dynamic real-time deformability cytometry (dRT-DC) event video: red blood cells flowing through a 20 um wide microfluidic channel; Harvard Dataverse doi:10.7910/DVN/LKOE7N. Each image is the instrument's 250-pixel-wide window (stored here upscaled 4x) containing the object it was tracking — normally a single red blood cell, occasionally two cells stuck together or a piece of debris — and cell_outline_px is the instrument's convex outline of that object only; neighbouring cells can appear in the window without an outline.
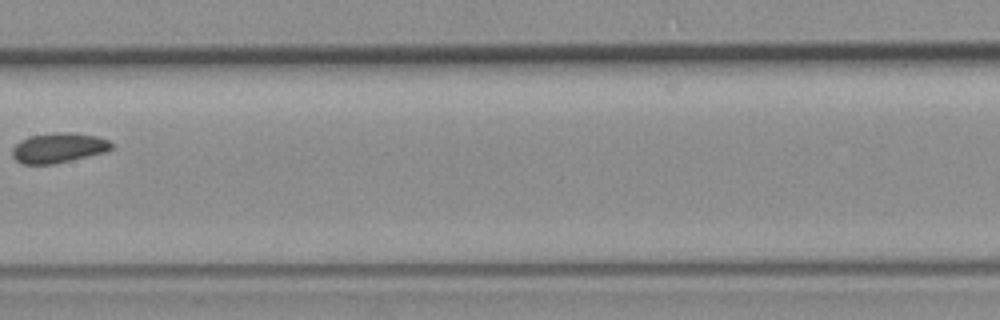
{"species": "common noctule bat (a hibernating species)", "species_latin": "Nyctalus noctula", "temperature_condition": "room temperature", "stored_images_in_passage": 9, "camera_frame_rate_fps": 3000, "um_per_image_px": 0.085, "animal": {"sex": "female", "body_mass_g": 19.3, "forearm_length_mm": 54.1}, "frame": {"image": 1, "passage_image": 8, "time_ms": 9.0, "image_size_px": [1000, 320], "cell_outline_px": [[112, 148], [104, 152], [52, 164], [24, 164], [16, 160], [12, 156], [12, 148], [20, 140], [32, 136], [56, 132], [72, 132], [96, 136], [108, 140], [112, 144]], "centroid_in_image_um": [4.95, 12.56], "position_along_channel_um": 202.5, "area_um2": 17.05}}
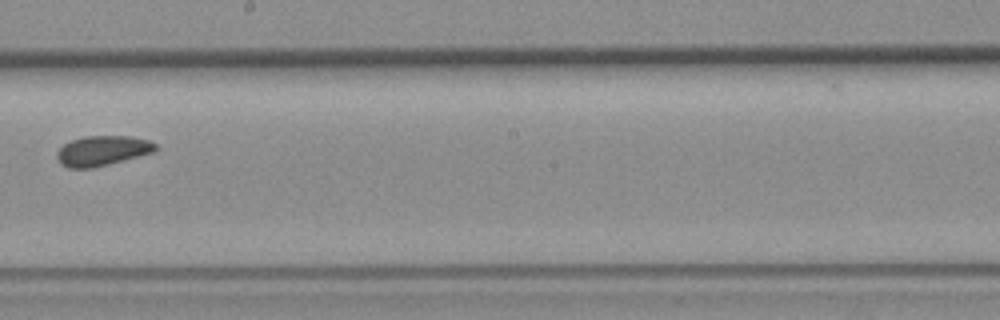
{"frame": {"image": 2, "passage_image": 9, "time_ms": 10.0, "image_size_px": [1000, 320], "cell_outline_px": [[156, 152], [92, 168], [68, 168], [60, 164], [56, 156], [56, 152], [64, 144], [72, 140], [84, 136], [132, 136], [148, 140], [156, 144]], "centroid_in_image_um": [8.7, 12.81], "position_along_channel_um": 239.5, "area_um2": 17.28}}